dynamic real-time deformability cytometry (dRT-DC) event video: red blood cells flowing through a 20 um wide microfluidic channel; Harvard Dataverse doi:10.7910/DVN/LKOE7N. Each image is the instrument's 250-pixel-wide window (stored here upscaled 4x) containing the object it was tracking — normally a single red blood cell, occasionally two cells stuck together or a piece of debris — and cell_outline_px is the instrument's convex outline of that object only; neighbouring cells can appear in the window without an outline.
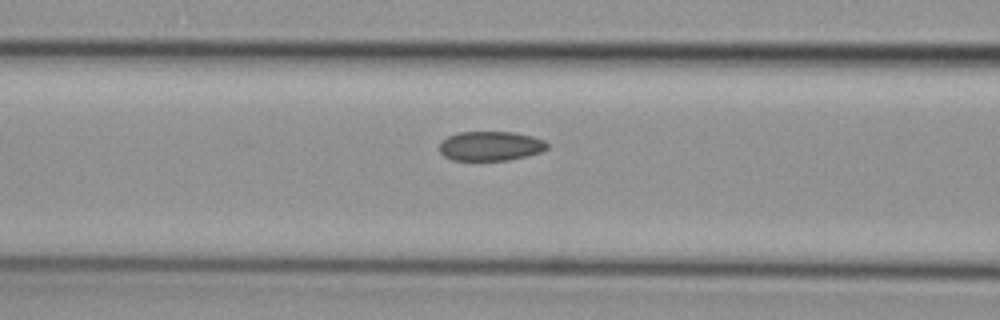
{"species": "common noctule bat (a hibernating species)", "species_latin": "Nyctalus noctula", "temperature_condition": "cold", "stored_images_in_passage": 17, "camera_frame_rate_fps": 3000, "um_per_image_px": 0.085, "animal": {"sex": "female", "body_mass_g": 29.2, "forearm_length_mm": 56.3}, "frame": {"image": 1, "passage_image": 15, "time_ms": 4.667, "image_size_px": [1000, 320], "cell_outline_px": [[548, 148], [540, 152], [508, 160], [452, 160], [444, 156], [440, 152], [440, 140], [448, 136], [460, 132], [516, 132], [532, 136], [544, 140], [548, 144]], "centroid_in_image_um": [41.68, 12.4], "position_along_channel_um": 124.9, "area_um2": 18.5}}